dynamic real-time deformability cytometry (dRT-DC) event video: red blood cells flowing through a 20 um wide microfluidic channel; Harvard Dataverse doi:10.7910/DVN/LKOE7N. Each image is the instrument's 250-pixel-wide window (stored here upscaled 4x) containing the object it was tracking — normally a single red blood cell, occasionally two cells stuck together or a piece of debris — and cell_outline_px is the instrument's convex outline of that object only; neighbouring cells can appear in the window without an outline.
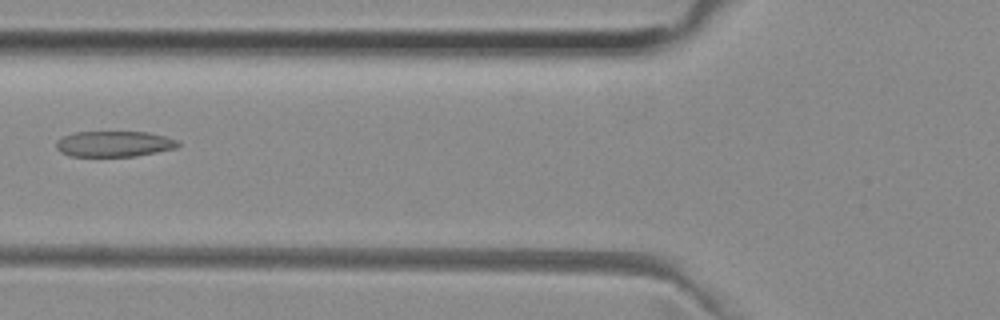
{"species": "common noctule bat (a hibernating species)", "species_latin": "Nyctalus noctula", "temperature_condition": "room temperature", "stored_images_in_passage": 6, "camera_frame_rate_fps": 3000, "um_per_image_px": 0.085, "animal": {"sex": "female", "body_mass_g": 29.2, "forearm_length_mm": 56.3}, "frame": {"image": 1, "passage_image": 5, "time_ms": 1.333, "image_size_px": [1000, 320], "cell_outline_px": [[180, 144], [176, 148], [136, 156], [68, 156], [60, 152], [56, 148], [56, 140], [64, 136], [76, 132], [148, 132], [180, 140]], "centroid_in_image_um": [9.7, 12.23], "position_along_channel_um": 116.1, "area_um2": 18.32}}
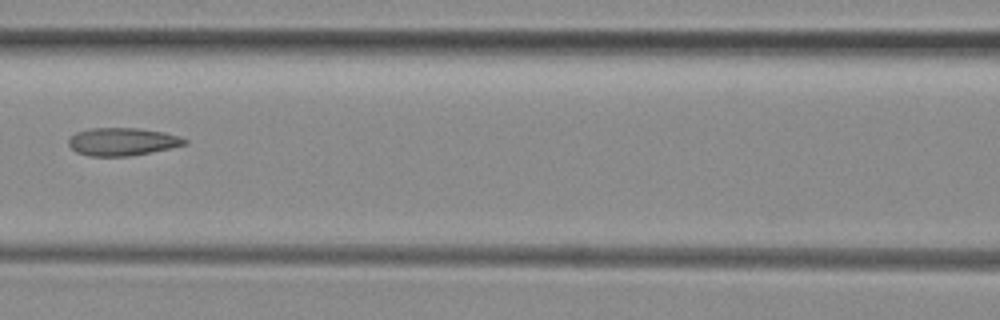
{"frame": {"image": 2, "passage_image": 6, "time_ms": 1.667, "image_size_px": [1000, 320], "cell_outline_px": [[188, 144], [128, 156], [88, 156], [76, 152], [68, 144], [68, 140], [76, 132], [88, 128], [140, 128], [164, 132], [180, 136], [188, 140]], "centroid_in_image_um": [10.39, 12.03], "position_along_channel_um": 156.2, "area_um2": 18.79}}